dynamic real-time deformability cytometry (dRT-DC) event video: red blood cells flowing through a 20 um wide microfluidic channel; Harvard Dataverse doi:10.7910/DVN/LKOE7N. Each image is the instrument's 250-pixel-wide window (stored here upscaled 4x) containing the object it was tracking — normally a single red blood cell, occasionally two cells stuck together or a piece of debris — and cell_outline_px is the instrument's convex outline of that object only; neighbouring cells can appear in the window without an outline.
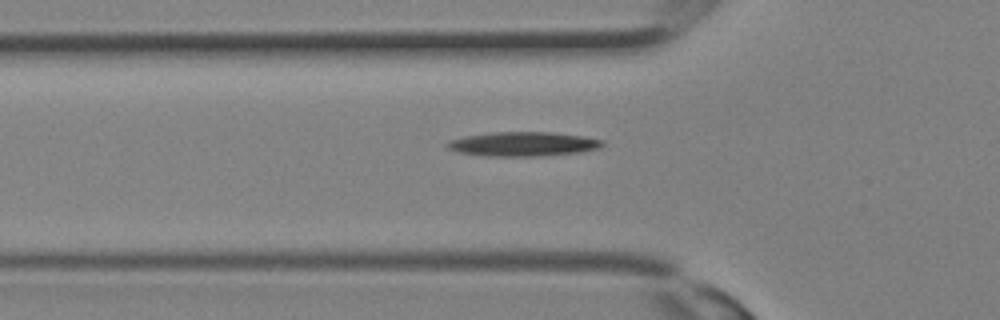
{"species": "Egyptian fruit bat (a non-hibernating species)", "species_latin": "Rousettus aegyptiacus", "temperature_condition": "room temperature", "stored_images_in_passage": 22, "segment_of_instrument_passage": [1, 2], "camera_frame_rate_fps": 3000, "um_per_image_px": 0.085, "animal": {"sex": "female"}, "frame": {"image": 1, "passage_image": 4, "time_ms": 1.0, "image_size_px": [1000, 320], "cell_outline_px": [[604, 144], [600, 148], [580, 152], [540, 156], [488, 156], [460, 152], [448, 148], [444, 144], [448, 140], [468, 136], [492, 132], [552, 132], [584, 136], [604, 140]], "centroid_in_image_um": [44.5, 12.24], "position_along_channel_um": 81.3, "area_um2": 21.96}}
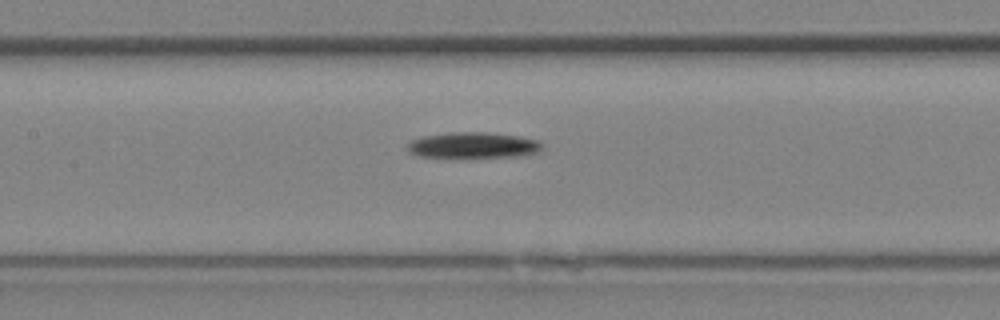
{"frame": {"image": 2, "passage_image": 8, "time_ms": 2.333, "image_size_px": [1000, 320], "cell_outline_px": [[544, 144], [536, 152], [528, 156], [416, 156], [408, 152], [408, 144], [412, 140], [424, 136], [452, 132], [488, 132], [516, 136], [540, 140]], "centroid_in_image_um": [40.25, 12.33], "position_along_channel_um": 167.1, "area_um2": 19.94}}
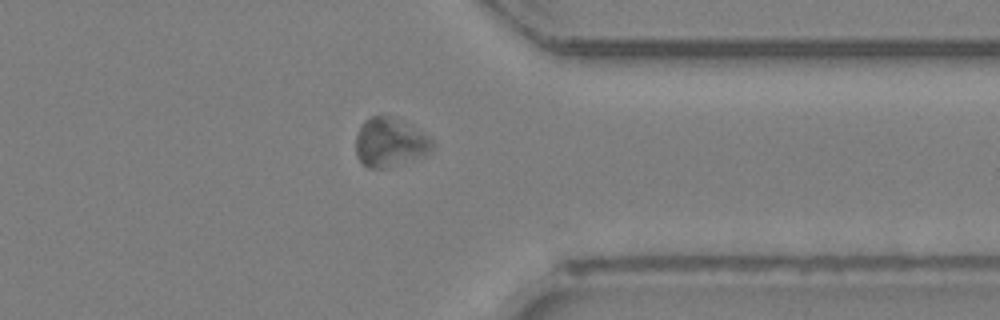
{"frame": {"image": 3, "passage_image": 18, "time_ms": 5.667, "image_size_px": [1000, 320], "cell_outline_px": [[432, 152], [424, 156], [380, 168], [368, 168], [356, 156], [356, 136], [364, 120], [372, 116], [388, 116], [428, 136], [432, 140]], "centroid_in_image_um": [33.11, 12.12], "position_along_channel_um": 378.3, "area_um2": 20.98}}